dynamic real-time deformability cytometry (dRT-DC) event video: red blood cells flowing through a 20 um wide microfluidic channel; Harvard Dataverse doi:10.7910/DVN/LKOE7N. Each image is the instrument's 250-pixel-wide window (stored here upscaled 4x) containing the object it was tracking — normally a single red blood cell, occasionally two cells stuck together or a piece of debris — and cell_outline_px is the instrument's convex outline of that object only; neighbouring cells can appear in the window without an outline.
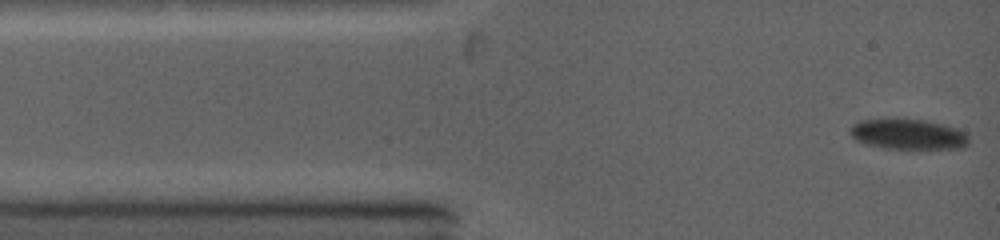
{"species": "common noctule bat (a hibernating species)", "species_latin": "Nyctalus noctula", "temperature_condition": "warm", "stored_images_in_passage": 8, "camera_frame_rate_fps": 5000, "um_per_image_px": 0.085, "animal": {"sex": "female", "body_mass_g": 19.0, "forearm_length_mm": 53.3}, "frame": {"image": 1, "passage_image": 1, "time_ms": 0.0, "image_size_px": [1000, 240], "cell_outline_px": [[968, 144], [960, 148], [884, 148], [864, 144], [856, 140], [848, 132], [848, 128], [852, 124], [860, 120], [888, 116], [892, 116], [924, 120], [956, 128], [964, 132], [968, 136]], "centroid_in_image_um": [77.07, 11.36], "position_along_channel_um": 7.9, "area_um2": 21.62}}
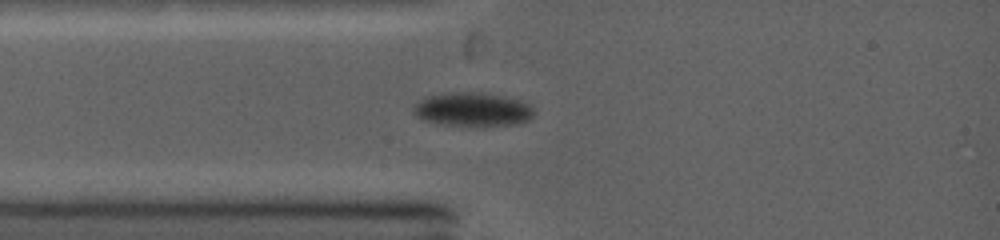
{"frame": {"image": 2, "passage_image": 6, "time_ms": 2.4, "image_size_px": [1000, 240], "cell_outline_px": [[532, 116], [528, 120], [520, 124], [480, 128], [444, 124], [424, 120], [416, 116], [412, 112], [412, 108], [424, 96], [452, 92], [484, 92], [504, 96], [520, 100], [528, 104], [532, 108]], "centroid_in_image_um": [40.17, 9.32], "position_along_channel_um": 44.8, "area_um2": 24.39}}
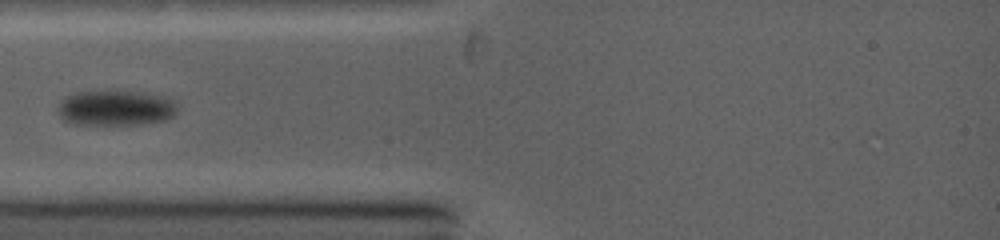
{"frame": {"image": 3, "passage_image": 7, "time_ms": 3.2, "image_size_px": [1000, 240], "cell_outline_px": [[176, 112], [172, 116], [164, 120], [136, 124], [76, 124], [64, 120], [60, 116], [60, 100], [64, 96], [72, 92], [140, 92], [160, 96], [172, 100], [176, 104]], "centroid_in_image_um": [9.8, 9.18], "position_along_channel_um": 75.2, "area_um2": 24.04}}